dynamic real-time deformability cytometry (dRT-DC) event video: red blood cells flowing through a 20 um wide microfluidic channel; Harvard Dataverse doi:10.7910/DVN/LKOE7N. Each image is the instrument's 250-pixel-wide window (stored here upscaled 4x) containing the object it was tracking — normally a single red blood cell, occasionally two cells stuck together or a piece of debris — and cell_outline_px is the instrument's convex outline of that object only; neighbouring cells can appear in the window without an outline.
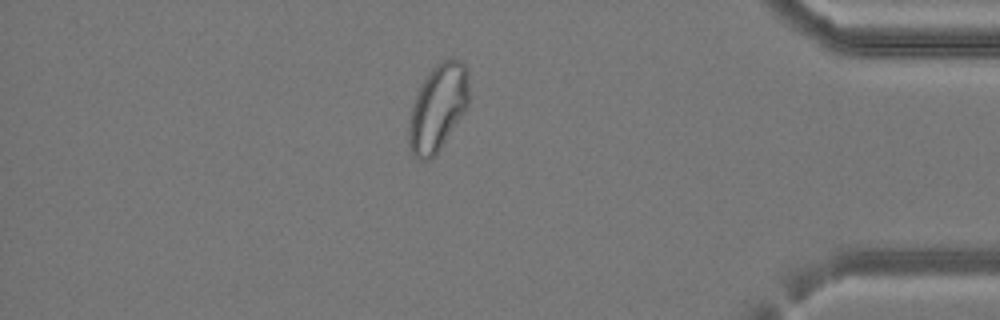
{"species": "common noctule bat (a hibernating species)", "species_latin": "Nyctalus noctula", "temperature_condition": "cold", "stored_images_in_passage": 41, "camera_frame_rate_fps": 3000, "um_per_image_px": 0.085, "animal": {"sex": "female", "body_mass_g": 24.6, "forearm_length_mm": 56.2}, "frame": {"image": 1, "passage_image": 35, "time_ms": 11.333, "image_size_px": [1000, 320], "cell_outline_px": [[468, 104], [464, 112], [436, 156], [428, 160], [420, 160], [412, 156], [408, 144], [408, 128], [412, 108], [416, 96], [428, 72], [440, 60], [460, 60], [464, 64], [468, 72]], "centroid_in_image_um": [37.21, 9.2], "position_along_channel_um": 398.0, "area_um2": 30.29}}